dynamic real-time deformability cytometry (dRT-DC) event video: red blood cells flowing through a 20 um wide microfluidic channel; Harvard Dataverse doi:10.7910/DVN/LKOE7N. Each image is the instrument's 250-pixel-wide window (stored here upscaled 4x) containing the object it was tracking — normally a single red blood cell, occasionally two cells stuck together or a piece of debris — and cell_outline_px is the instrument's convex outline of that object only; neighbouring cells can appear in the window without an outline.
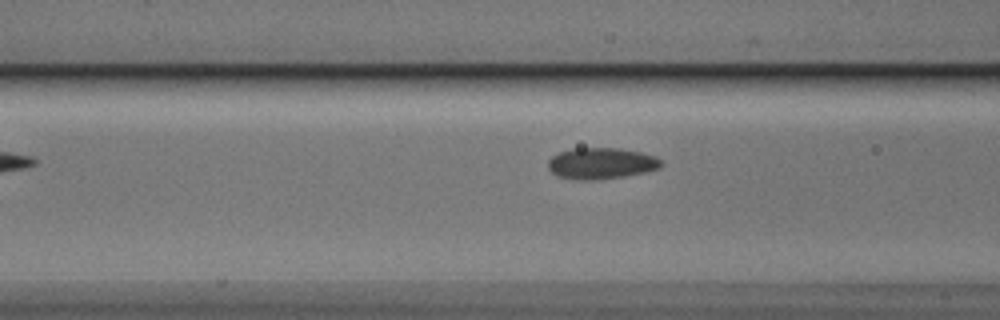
{"species": "Egyptian fruit bat (a non-hibernating species)", "species_latin": "Rousettus aegyptiacus", "temperature_condition": "cold", "stored_images_in_passage": 6, "camera_frame_rate_fps": 3000, "um_per_image_px": 0.085, "animal": {"sex": "male"}, "frame": {"image": 1, "passage_image": 4, "time_ms": 1.0, "image_size_px": [1000, 320], "cell_outline_px": [[664, 164], [660, 168], [644, 172], [624, 176], [592, 180], [576, 180], [556, 176], [548, 168], [548, 160], [552, 156], [560, 152], [572, 148], [620, 148], [640, 152], [656, 156]], "centroid_in_image_um": [51.09, 13.88], "position_along_channel_um": 115.5, "area_um2": 20.69}}